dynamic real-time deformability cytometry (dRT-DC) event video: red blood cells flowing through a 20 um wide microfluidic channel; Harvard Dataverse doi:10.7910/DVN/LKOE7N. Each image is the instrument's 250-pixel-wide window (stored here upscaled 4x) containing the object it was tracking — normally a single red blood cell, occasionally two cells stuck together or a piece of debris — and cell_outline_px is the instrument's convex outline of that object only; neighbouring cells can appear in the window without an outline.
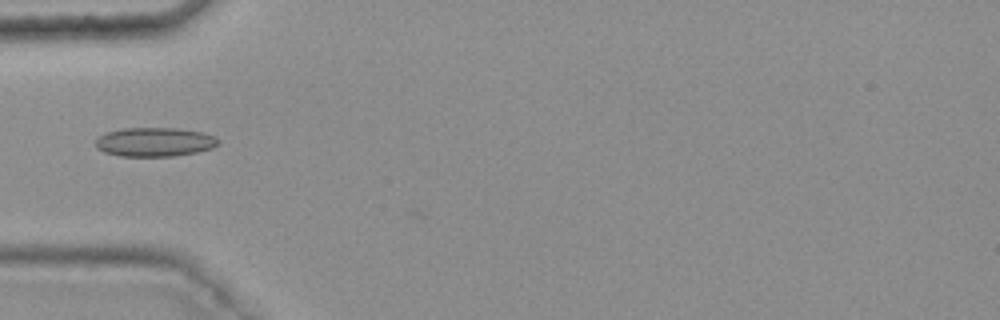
{"species": "common noctule bat (a hibernating species)", "species_latin": "Nyctalus noctula", "temperature_condition": "warm", "stored_images_in_passage": 15, "camera_frame_rate_fps": 3000, "um_per_image_px": 0.085, "animal": {"sex": "female", "body_mass_g": 25.1}, "frame": {"image": 1, "passage_image": 13, "time_ms": 4.0, "image_size_px": [1000, 320], "cell_outline_px": [[220, 140], [212, 148], [196, 152], [172, 156], [120, 156], [104, 152], [96, 148], [96, 140], [104, 132], [124, 128], [176, 128], [204, 132], [216, 136]], "centroid_in_image_um": [13.14, 12.06], "position_along_channel_um": 71.9, "area_um2": 20.81}}